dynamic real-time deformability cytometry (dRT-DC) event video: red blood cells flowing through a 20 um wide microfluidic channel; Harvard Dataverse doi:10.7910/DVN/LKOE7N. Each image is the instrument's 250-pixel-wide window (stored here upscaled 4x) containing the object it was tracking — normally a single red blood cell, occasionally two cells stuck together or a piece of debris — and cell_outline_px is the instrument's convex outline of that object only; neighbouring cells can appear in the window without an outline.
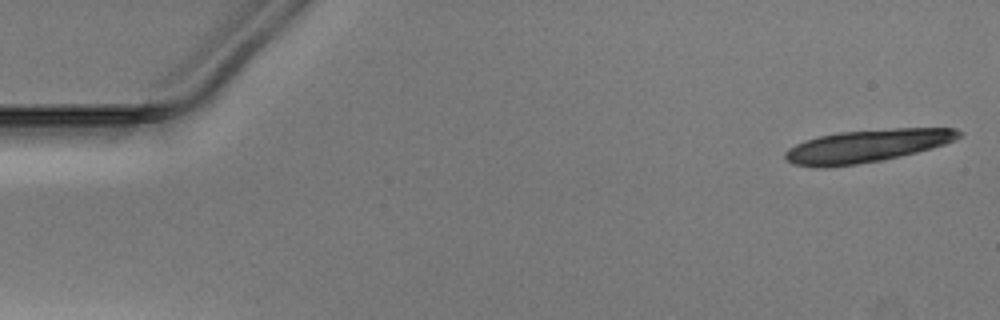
{"species": "Egyptian fruit bat (a non-hibernating species)", "species_latin": "Rousettus aegyptiacus", "temperature_condition": "warm", "stored_images_in_passage": 17, "camera_frame_rate_fps": 3000, "um_per_image_px": 0.085, "animal": {"sex": "male"}, "frame": {"image": 1, "passage_image": 1, "time_ms": 0.0, "image_size_px": [1000, 320], "cell_outline_px": [[964, 132], [956, 140], [932, 148], [916, 152], [880, 160], [856, 164], [816, 168], [792, 164], [784, 156], [784, 152], [788, 148], [804, 140], [816, 136], [836, 132], [892, 128], [956, 128]], "centroid_in_image_um": [73.66, 12.39], "position_along_channel_um": 11.3, "area_um2": 33.23}}